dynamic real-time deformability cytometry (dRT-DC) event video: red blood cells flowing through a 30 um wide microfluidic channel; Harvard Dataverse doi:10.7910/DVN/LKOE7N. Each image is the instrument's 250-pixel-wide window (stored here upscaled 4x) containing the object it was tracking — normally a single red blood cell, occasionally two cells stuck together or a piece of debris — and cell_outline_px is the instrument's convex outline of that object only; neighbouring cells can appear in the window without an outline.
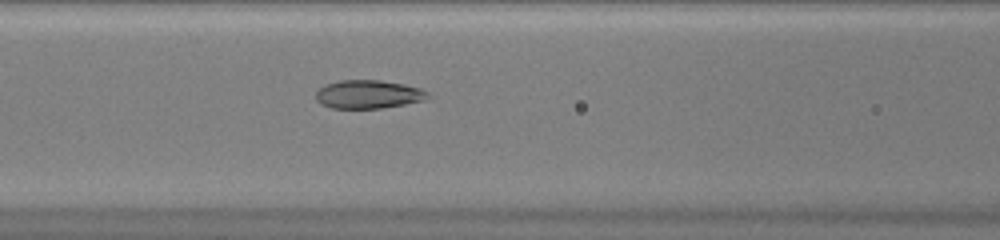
{"species": "common noctule bat (a hibernating species)", "species_latin": "Nyctalus noctula", "temperature_condition": "warm", "stored_images_in_passage": 43, "camera_frame_rate_fps": 3000, "um_per_image_px": 0.085, "animal": {"sex": "female", "body_mass_g": 20.0, "forearm_length_mm": 54.0}, "frame": {"image": 1, "passage_image": 14, "time_ms": 4.333, "image_size_px": [1000, 240], "cell_outline_px": [[420, 92], [416, 100], [400, 104], [376, 108], [336, 108], [324, 104], [320, 100], [324, 88], [332, 84], [348, 80], [372, 80], [396, 84], [412, 88]], "centroid_in_image_um": [31.18, 8.03], "position_along_channel_um": 135.4, "area_um2": 15.9}}
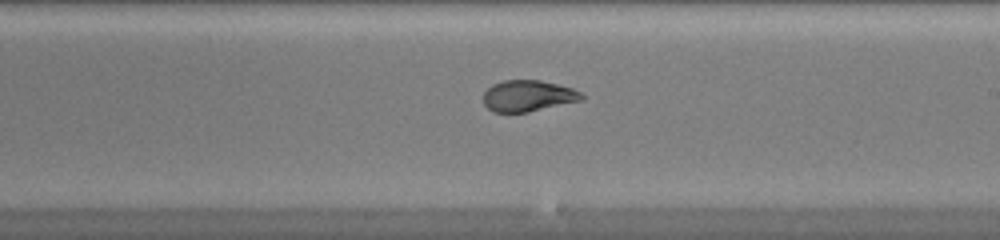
{"frame": {"image": 2, "passage_image": 22, "time_ms": 7.0, "image_size_px": [1000, 240], "cell_outline_px": [[580, 96], [572, 100], [524, 112], [496, 112], [488, 108], [484, 100], [484, 96], [488, 88], [496, 84], [508, 80], [536, 80], [568, 88], [576, 92]], "centroid_in_image_um": [44.7, 8.14], "position_along_channel_um": 244.3, "area_um2": 16.18}}
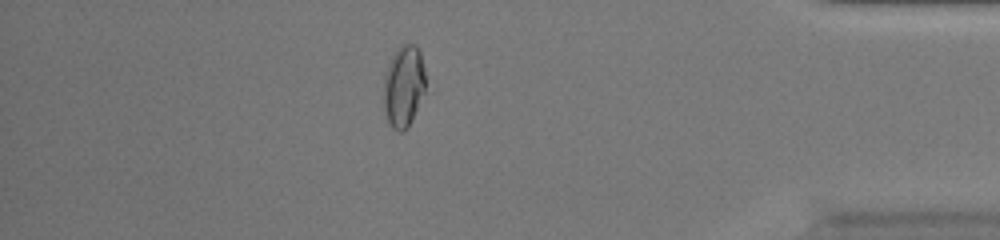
{"frame": {"image": 3, "passage_image": 36, "time_ms": 11.667, "image_size_px": [1000, 240], "cell_outline_px": [[424, 88], [412, 116], [408, 124], [404, 128], [392, 124], [388, 116], [388, 80], [392, 68], [400, 52], [404, 48], [416, 48], [420, 56], [424, 76]], "centroid_in_image_um": [34.43, 7.38], "position_along_channel_um": 400.8, "area_um2": 15.72}}